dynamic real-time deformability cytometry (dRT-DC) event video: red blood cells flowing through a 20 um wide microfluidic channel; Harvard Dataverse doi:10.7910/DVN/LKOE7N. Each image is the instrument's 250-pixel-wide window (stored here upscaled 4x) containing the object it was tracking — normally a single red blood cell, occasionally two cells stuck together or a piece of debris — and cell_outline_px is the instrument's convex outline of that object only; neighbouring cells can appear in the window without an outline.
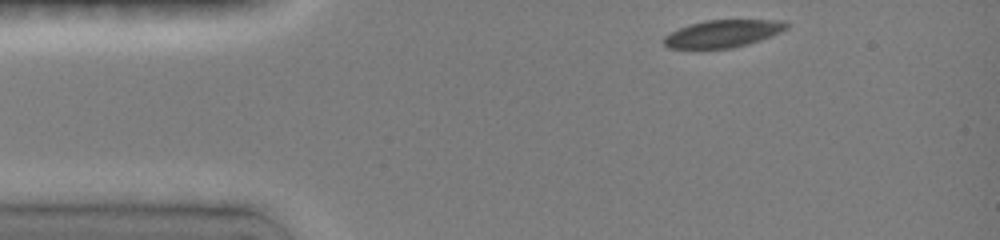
{"species": "common noctule bat (a hibernating species)", "species_latin": "Nyctalus noctula", "temperature_condition": "room temperature", "stored_images_in_passage": 7, "camera_frame_rate_fps": 3000, "um_per_image_px": 0.085, "animal": {"sex": "female", "body_mass_g": 19.0, "forearm_length_mm": 51.5}, "frame": {"image": 1, "passage_image": 1, "time_ms": 0.0, "image_size_px": [1000, 240], "cell_outline_px": [[788, 28], [760, 40], [728, 48], [668, 48], [664, 44], [664, 36], [680, 28], [692, 24], [708, 20], [784, 20], [788, 24]], "centroid_in_image_um": [61.45, 2.85], "position_along_channel_um": 23.6, "area_um2": 19.07}}
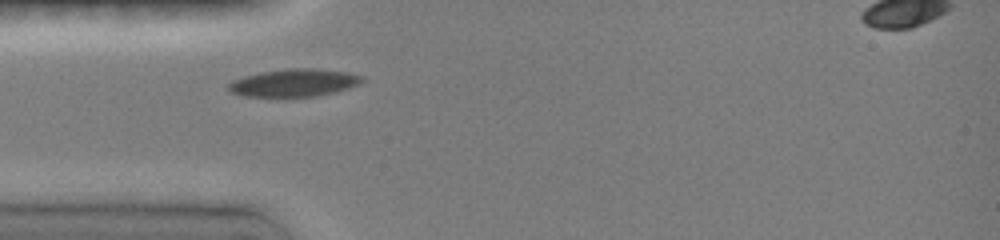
{"frame": {"image": 2, "passage_image": 6, "time_ms": 2.333, "image_size_px": [1000, 240], "cell_outline_px": [[360, 80], [356, 84], [332, 92], [316, 96], [244, 96], [232, 92], [228, 88], [228, 84], [232, 80], [244, 76], [260, 72], [288, 68], [316, 68], [344, 72], [360, 76]], "centroid_in_image_um": [24.88, 7.02], "position_along_channel_um": 60.1, "area_um2": 20.87}}